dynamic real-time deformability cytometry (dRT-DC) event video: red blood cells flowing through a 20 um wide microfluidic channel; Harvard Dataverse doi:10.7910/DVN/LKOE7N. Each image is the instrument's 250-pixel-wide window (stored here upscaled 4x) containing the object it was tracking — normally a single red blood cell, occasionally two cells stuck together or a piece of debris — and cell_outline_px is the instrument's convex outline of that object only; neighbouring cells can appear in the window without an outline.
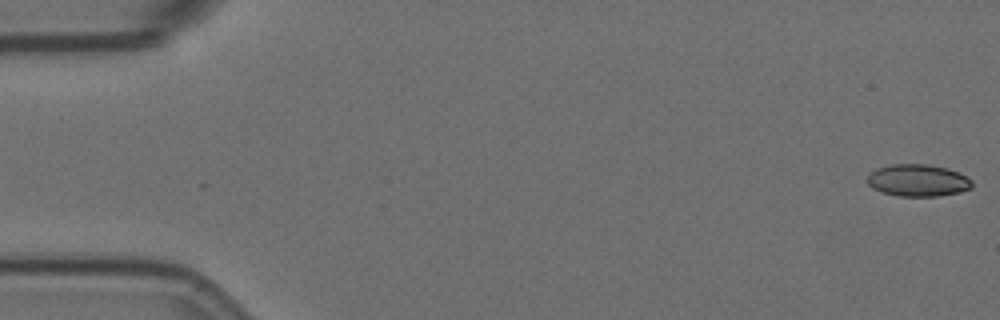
{"species": "Egyptian fruit bat (a non-hibernating species)", "species_latin": "Rousettus aegyptiacus", "temperature_condition": "room temperature", "stored_images_in_passage": 57, "camera_frame_rate_fps": 3000, "um_per_image_px": 0.085, "animal": {"sex": "female"}, "frame": {"image": 1, "passage_image": 1, "time_ms": 0.0, "image_size_px": [1000, 320], "cell_outline_px": [[972, 188], [960, 192], [936, 196], [900, 196], [884, 192], [872, 188], [868, 184], [868, 176], [876, 168], [892, 164], [924, 164], [948, 168], [972, 180]], "centroid_in_image_um": [78.02, 15.33], "position_along_channel_um": 7.0, "area_um2": 19.36}}
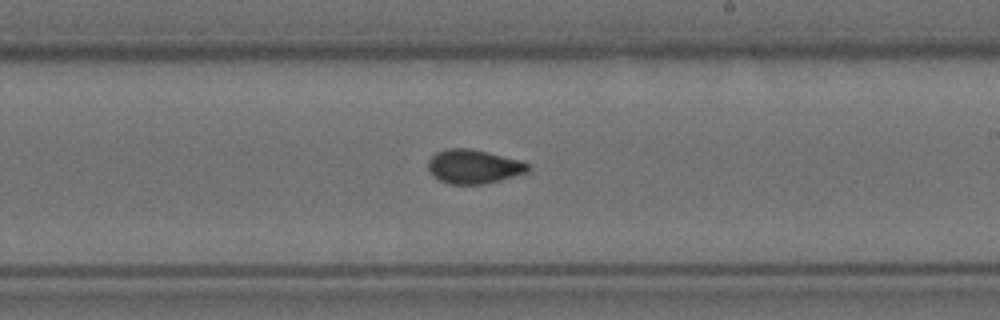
{"frame": {"image": 2, "passage_image": 33, "time_ms": 10.667, "image_size_px": [1000, 320], "cell_outline_px": [[532, 168], [528, 172], [500, 180], [484, 184], [448, 184], [432, 176], [428, 172], [428, 160], [436, 152], [448, 148], [472, 148], [520, 160], [532, 164]], "centroid_in_image_um": [40.27, 14.15], "position_along_channel_um": 248.7, "area_um2": 20.11}}
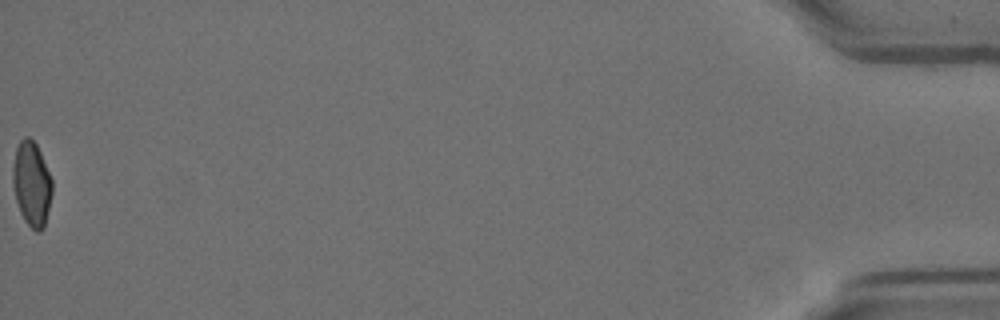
{"frame": {"image": 3, "passage_image": 57, "time_ms": 18.667, "image_size_px": [1000, 320], "cell_outline_px": [[52, 192], [44, 228], [40, 232], [36, 232], [24, 220], [20, 212], [16, 200], [12, 180], [12, 168], [16, 148], [20, 140], [24, 136], [28, 136], [36, 144], [40, 152], [52, 180]], "centroid_in_image_um": [2.68, 15.63], "position_along_channel_um": 432.5, "area_um2": 19.36}, "authors_computed_cell_mechanics": {"area_um2": 19.7098, "velocity_mm_per_s": 3.599, "shape_relaxation_time_tau1_ms": null, "shape_relaxation_time_tau2_ms": 1.2357, "deformation_change_tau1": null, "deformation_change_tau2": 0.0487}}